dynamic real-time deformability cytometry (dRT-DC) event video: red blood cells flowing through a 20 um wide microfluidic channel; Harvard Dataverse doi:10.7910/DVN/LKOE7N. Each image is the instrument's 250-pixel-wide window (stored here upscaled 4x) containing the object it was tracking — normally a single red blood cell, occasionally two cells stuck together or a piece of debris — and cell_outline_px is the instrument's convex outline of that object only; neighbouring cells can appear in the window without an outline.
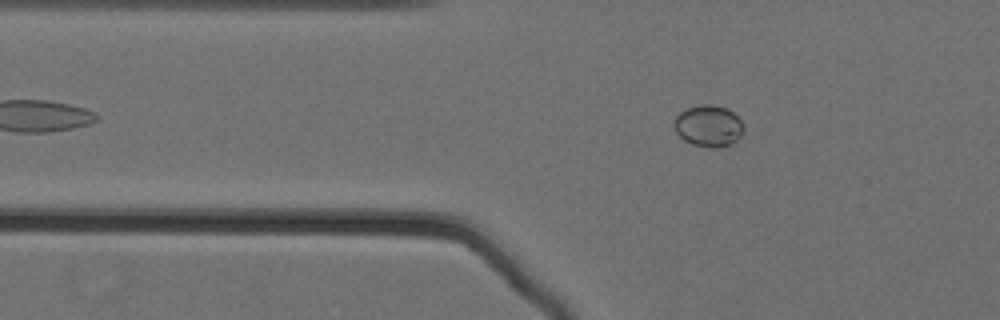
{"species": "Egyptian fruit bat (a non-hibernating species)", "species_latin": "Rousettus aegyptiacus", "temperature_condition": "cold", "stored_images_in_passage": 55, "camera_frame_rate_fps": 3000, "um_per_image_px": 0.085, "animal": {"sex": "female"}, "frame": {"image": 1, "passage_image": 18, "time_ms": 5.667, "image_size_px": [1000, 320], "cell_outline_px": [[744, 128], [740, 136], [732, 144], [716, 148], [708, 148], [692, 144], [684, 140], [676, 132], [672, 124], [676, 116], [680, 112], [688, 108], [700, 104], [712, 104], [728, 108], [744, 124]], "centroid_in_image_um": [60.21, 10.7], "position_along_channel_um": 65.6, "area_um2": 16.99}}
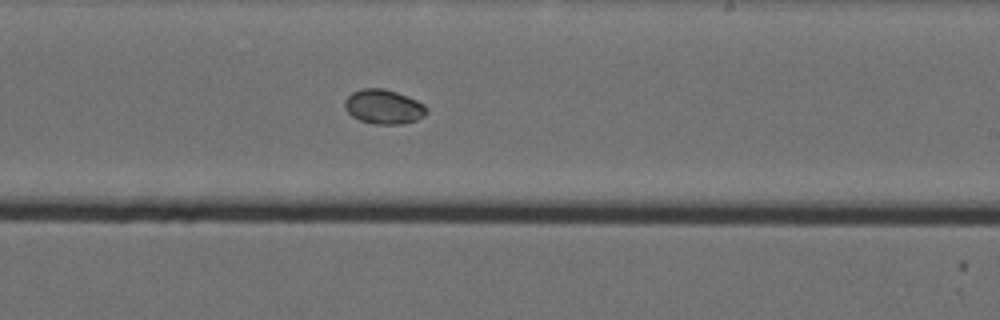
{"frame": {"image": 2, "passage_image": 35, "time_ms": 11.333, "image_size_px": [1000, 320], "cell_outline_px": [[428, 112], [424, 116], [416, 120], [400, 124], [372, 124], [360, 120], [352, 116], [344, 108], [344, 100], [352, 92], [360, 88], [384, 88], [396, 92], [416, 100], [424, 104], [428, 108]], "centroid_in_image_um": [32.6, 9.07], "position_along_channel_um": 256.4, "area_um2": 16.53}}
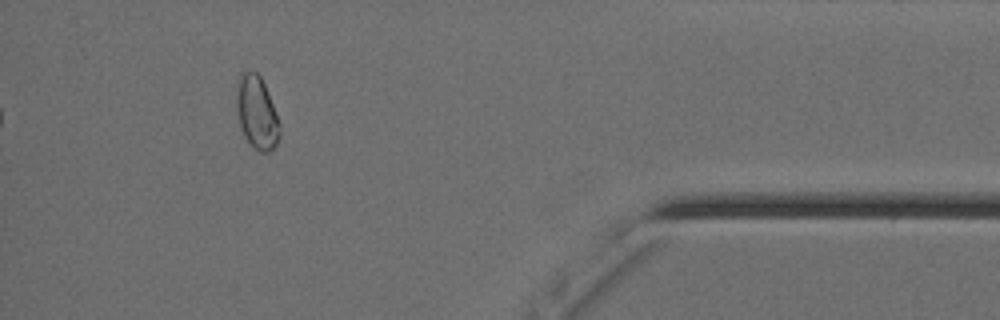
{"frame": {"image": 3, "passage_image": 51, "time_ms": 16.667, "image_size_px": [1000, 320], "cell_outline_px": [[280, 136], [276, 144], [268, 152], [260, 152], [244, 136], [240, 128], [236, 108], [236, 84], [240, 72], [256, 72], [260, 76], [264, 84], [280, 124]], "centroid_in_image_um": [21.8, 9.55], "position_along_channel_um": 413.4, "area_um2": 18.21}, "authors_computed_cell_mechanics": {"area_um2": 16.8198, "velocity_mm_per_s": 3.5621, "shape_relaxation_time_tau1_ms": 0.439, "shape_relaxation_time_tau2_ms": null, "deformation_change_tau1": null, "deformation_change_tau2": null}}